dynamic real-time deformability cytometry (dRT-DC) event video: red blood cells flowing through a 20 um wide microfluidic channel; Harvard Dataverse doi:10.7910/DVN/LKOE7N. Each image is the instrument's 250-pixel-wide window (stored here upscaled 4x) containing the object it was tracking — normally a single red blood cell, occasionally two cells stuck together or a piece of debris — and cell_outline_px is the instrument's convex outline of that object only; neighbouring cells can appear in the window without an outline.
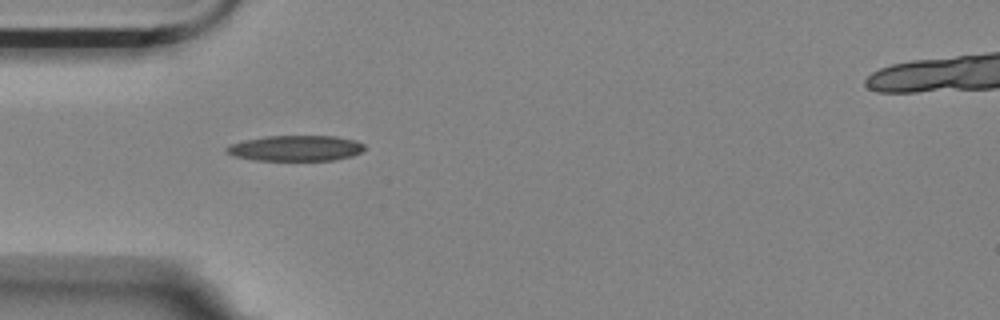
{"species": "Egyptian fruit bat (a non-hibernating species)", "species_latin": "Rousettus aegyptiacus", "temperature_condition": "room temperature", "stored_images_in_passage": 11, "camera_frame_rate_fps": 3000, "um_per_image_px": 0.085, "animal": {"sex": "female"}, "frame": {"image": 1, "passage_image": 1, "time_ms": 0.0, "image_size_px": [1000, 320], "cell_outline_px": [[364, 148], [360, 152], [352, 156], [332, 160], [252, 160], [236, 156], [224, 152], [224, 148], [232, 144], [244, 140], [264, 136], [336, 136], [352, 140], [364, 144]], "centroid_in_image_um": [25.09, 12.59], "position_along_channel_um": 59.9, "area_um2": 20.46}}
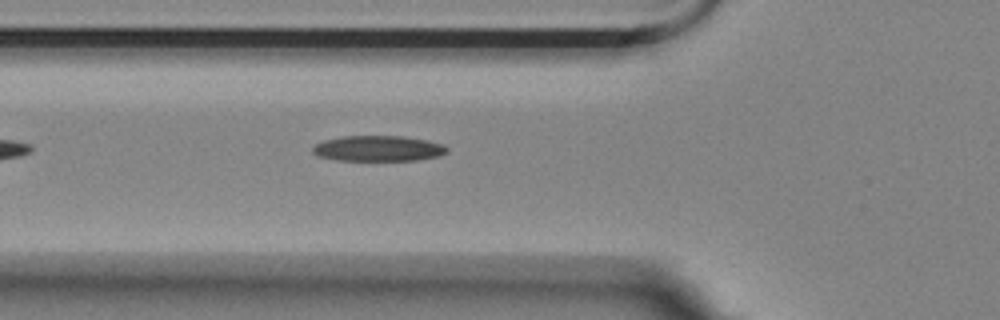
{"frame": {"image": 2, "passage_image": 4, "time_ms": 1.0, "image_size_px": [1000, 320], "cell_outline_px": [[448, 152], [440, 156], [416, 160], [336, 160], [320, 156], [312, 152], [312, 148], [316, 144], [324, 140], [340, 136], [404, 136], [428, 140], [444, 144], [448, 148]], "centroid_in_image_um": [32.19, 12.61], "position_along_channel_um": 93.6, "area_um2": 20.11}}
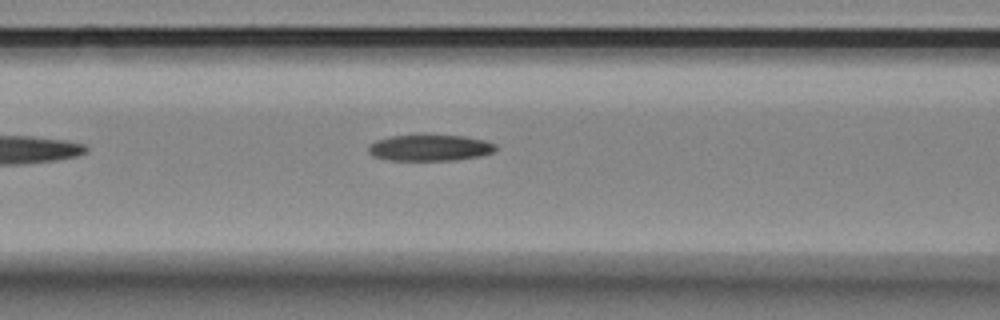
{"frame": {"image": 3, "passage_image": 7, "time_ms": 2.0, "image_size_px": [1000, 320], "cell_outline_px": [[496, 152], [484, 156], [456, 160], [388, 160], [372, 156], [368, 152], [368, 144], [376, 140], [392, 136], [424, 132], [464, 136], [484, 140], [496, 144]], "centroid_in_image_um": [36.55, 12.52], "position_along_channel_um": 130.0, "area_um2": 20.52}}